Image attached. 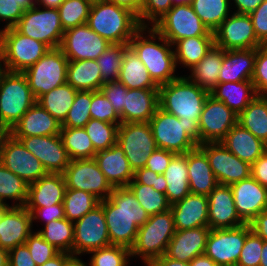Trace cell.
Returning a JSON list of instances; mask_svg holds the SVG:
<instances>
[{"mask_svg":"<svg viewBox=\"0 0 267 266\" xmlns=\"http://www.w3.org/2000/svg\"><path fill=\"white\" fill-rule=\"evenodd\" d=\"M103 207L111 245L131 249L139 227L150 217L128 187H114L99 203Z\"/></svg>","mask_w":267,"mask_h":266,"instance_id":"6da1fadb","label":"cell"},{"mask_svg":"<svg viewBox=\"0 0 267 266\" xmlns=\"http://www.w3.org/2000/svg\"><path fill=\"white\" fill-rule=\"evenodd\" d=\"M156 38L158 42L161 41V44L155 41ZM129 45L137 53L138 58L158 87L179 77L175 75V69L178 65H176L173 45L159 34L154 27H141L134 34Z\"/></svg>","mask_w":267,"mask_h":266,"instance_id":"7a4b0ae2","label":"cell"},{"mask_svg":"<svg viewBox=\"0 0 267 266\" xmlns=\"http://www.w3.org/2000/svg\"><path fill=\"white\" fill-rule=\"evenodd\" d=\"M87 24L111 44H129L141 28L133 12L105 0H93Z\"/></svg>","mask_w":267,"mask_h":266,"instance_id":"3957f363","label":"cell"},{"mask_svg":"<svg viewBox=\"0 0 267 266\" xmlns=\"http://www.w3.org/2000/svg\"><path fill=\"white\" fill-rule=\"evenodd\" d=\"M149 125L159 149L175 154H185L200 144L199 123L183 121L160 107L150 119Z\"/></svg>","mask_w":267,"mask_h":266,"instance_id":"277c9868","label":"cell"},{"mask_svg":"<svg viewBox=\"0 0 267 266\" xmlns=\"http://www.w3.org/2000/svg\"><path fill=\"white\" fill-rule=\"evenodd\" d=\"M209 92L199 87L188 77L179 76L176 80L159 86V107L183 121L199 119Z\"/></svg>","mask_w":267,"mask_h":266,"instance_id":"5b68a950","label":"cell"},{"mask_svg":"<svg viewBox=\"0 0 267 266\" xmlns=\"http://www.w3.org/2000/svg\"><path fill=\"white\" fill-rule=\"evenodd\" d=\"M176 232L173 213L168 211L151 215L138 229L130 249L131 257L140 256L145 266L166 254L168 245Z\"/></svg>","mask_w":267,"mask_h":266,"instance_id":"8992f818","label":"cell"},{"mask_svg":"<svg viewBox=\"0 0 267 266\" xmlns=\"http://www.w3.org/2000/svg\"><path fill=\"white\" fill-rule=\"evenodd\" d=\"M35 103L26 76L5 70L0 77V128L9 132Z\"/></svg>","mask_w":267,"mask_h":266,"instance_id":"52a82bcc","label":"cell"},{"mask_svg":"<svg viewBox=\"0 0 267 266\" xmlns=\"http://www.w3.org/2000/svg\"><path fill=\"white\" fill-rule=\"evenodd\" d=\"M0 48L4 69L22 73L50 50L43 42L21 34L15 27L0 30Z\"/></svg>","mask_w":267,"mask_h":266,"instance_id":"ba28073f","label":"cell"},{"mask_svg":"<svg viewBox=\"0 0 267 266\" xmlns=\"http://www.w3.org/2000/svg\"><path fill=\"white\" fill-rule=\"evenodd\" d=\"M68 59L60 48L50 49L23 72L36 100L67 82Z\"/></svg>","mask_w":267,"mask_h":266,"instance_id":"9c48e42d","label":"cell"},{"mask_svg":"<svg viewBox=\"0 0 267 266\" xmlns=\"http://www.w3.org/2000/svg\"><path fill=\"white\" fill-rule=\"evenodd\" d=\"M34 6L24 11L15 28L23 35L38 40L50 49L59 48L64 30L58 9Z\"/></svg>","mask_w":267,"mask_h":266,"instance_id":"30bf717a","label":"cell"},{"mask_svg":"<svg viewBox=\"0 0 267 266\" xmlns=\"http://www.w3.org/2000/svg\"><path fill=\"white\" fill-rule=\"evenodd\" d=\"M153 27L172 45L190 37L214 36L194 12L192 5L172 6Z\"/></svg>","mask_w":267,"mask_h":266,"instance_id":"8fae6325","label":"cell"},{"mask_svg":"<svg viewBox=\"0 0 267 266\" xmlns=\"http://www.w3.org/2000/svg\"><path fill=\"white\" fill-rule=\"evenodd\" d=\"M117 143L134 172L144 168L149 156L158 148L149 122L121 123Z\"/></svg>","mask_w":267,"mask_h":266,"instance_id":"7c38bea8","label":"cell"},{"mask_svg":"<svg viewBox=\"0 0 267 266\" xmlns=\"http://www.w3.org/2000/svg\"><path fill=\"white\" fill-rule=\"evenodd\" d=\"M251 231L246 223L234 228L211 229L204 254L218 266H236L246 236Z\"/></svg>","mask_w":267,"mask_h":266,"instance_id":"4fadbf2b","label":"cell"},{"mask_svg":"<svg viewBox=\"0 0 267 266\" xmlns=\"http://www.w3.org/2000/svg\"><path fill=\"white\" fill-rule=\"evenodd\" d=\"M62 174L66 188L89 192L100 201L107 199L113 191L94 158L71 160Z\"/></svg>","mask_w":267,"mask_h":266,"instance_id":"5bb4252c","label":"cell"},{"mask_svg":"<svg viewBox=\"0 0 267 266\" xmlns=\"http://www.w3.org/2000/svg\"><path fill=\"white\" fill-rule=\"evenodd\" d=\"M0 162L28 185L47 174L41 161L9 132L5 134L1 143Z\"/></svg>","mask_w":267,"mask_h":266,"instance_id":"9a60e30c","label":"cell"},{"mask_svg":"<svg viewBox=\"0 0 267 266\" xmlns=\"http://www.w3.org/2000/svg\"><path fill=\"white\" fill-rule=\"evenodd\" d=\"M110 245L106 218L100 204L74 222L73 256Z\"/></svg>","mask_w":267,"mask_h":266,"instance_id":"2e32d148","label":"cell"},{"mask_svg":"<svg viewBox=\"0 0 267 266\" xmlns=\"http://www.w3.org/2000/svg\"><path fill=\"white\" fill-rule=\"evenodd\" d=\"M198 146L206 153L219 184L230 186L251 176V164L239 159L221 142H206Z\"/></svg>","mask_w":267,"mask_h":266,"instance_id":"e0dca14e","label":"cell"},{"mask_svg":"<svg viewBox=\"0 0 267 266\" xmlns=\"http://www.w3.org/2000/svg\"><path fill=\"white\" fill-rule=\"evenodd\" d=\"M213 33L215 46L223 50L256 49L263 46L255 35L249 14L231 13Z\"/></svg>","mask_w":267,"mask_h":266,"instance_id":"ac0fdd59","label":"cell"},{"mask_svg":"<svg viewBox=\"0 0 267 266\" xmlns=\"http://www.w3.org/2000/svg\"><path fill=\"white\" fill-rule=\"evenodd\" d=\"M111 45L85 23L64 31L59 48L68 61L96 60Z\"/></svg>","mask_w":267,"mask_h":266,"instance_id":"d6986e66","label":"cell"},{"mask_svg":"<svg viewBox=\"0 0 267 266\" xmlns=\"http://www.w3.org/2000/svg\"><path fill=\"white\" fill-rule=\"evenodd\" d=\"M237 123L238 115L209 94L199 119L200 144L220 142Z\"/></svg>","mask_w":267,"mask_h":266,"instance_id":"ffe728a7","label":"cell"},{"mask_svg":"<svg viewBox=\"0 0 267 266\" xmlns=\"http://www.w3.org/2000/svg\"><path fill=\"white\" fill-rule=\"evenodd\" d=\"M38 158L47 173H63L71 162L59 135L15 137Z\"/></svg>","mask_w":267,"mask_h":266,"instance_id":"44dd1931","label":"cell"},{"mask_svg":"<svg viewBox=\"0 0 267 266\" xmlns=\"http://www.w3.org/2000/svg\"><path fill=\"white\" fill-rule=\"evenodd\" d=\"M240 219L249 224L259 213L267 211V188L252 176L230 185Z\"/></svg>","mask_w":267,"mask_h":266,"instance_id":"7402d4cb","label":"cell"},{"mask_svg":"<svg viewBox=\"0 0 267 266\" xmlns=\"http://www.w3.org/2000/svg\"><path fill=\"white\" fill-rule=\"evenodd\" d=\"M243 224L237 214L230 186L218 184L208 195V227L226 229Z\"/></svg>","mask_w":267,"mask_h":266,"instance_id":"603a6c76","label":"cell"},{"mask_svg":"<svg viewBox=\"0 0 267 266\" xmlns=\"http://www.w3.org/2000/svg\"><path fill=\"white\" fill-rule=\"evenodd\" d=\"M31 213L25 206H10L0 221V246L10 251L23 245L32 233Z\"/></svg>","mask_w":267,"mask_h":266,"instance_id":"cb8c5ba5","label":"cell"},{"mask_svg":"<svg viewBox=\"0 0 267 266\" xmlns=\"http://www.w3.org/2000/svg\"><path fill=\"white\" fill-rule=\"evenodd\" d=\"M210 230L208 226L176 230L166 255L174 260L190 263L196 256L204 254Z\"/></svg>","mask_w":267,"mask_h":266,"instance_id":"d4e9b609","label":"cell"},{"mask_svg":"<svg viewBox=\"0 0 267 266\" xmlns=\"http://www.w3.org/2000/svg\"><path fill=\"white\" fill-rule=\"evenodd\" d=\"M176 230L208 226V196L188 194L171 204Z\"/></svg>","mask_w":267,"mask_h":266,"instance_id":"484cf974","label":"cell"},{"mask_svg":"<svg viewBox=\"0 0 267 266\" xmlns=\"http://www.w3.org/2000/svg\"><path fill=\"white\" fill-rule=\"evenodd\" d=\"M94 160L113 188L127 187L134 179V171L118 143L97 152Z\"/></svg>","mask_w":267,"mask_h":266,"instance_id":"4316f807","label":"cell"},{"mask_svg":"<svg viewBox=\"0 0 267 266\" xmlns=\"http://www.w3.org/2000/svg\"><path fill=\"white\" fill-rule=\"evenodd\" d=\"M159 107V89H128L121 123L149 122Z\"/></svg>","mask_w":267,"mask_h":266,"instance_id":"83f0119b","label":"cell"},{"mask_svg":"<svg viewBox=\"0 0 267 266\" xmlns=\"http://www.w3.org/2000/svg\"><path fill=\"white\" fill-rule=\"evenodd\" d=\"M61 123L37 102L9 131L14 137L59 135Z\"/></svg>","mask_w":267,"mask_h":266,"instance_id":"f1b7e54d","label":"cell"},{"mask_svg":"<svg viewBox=\"0 0 267 266\" xmlns=\"http://www.w3.org/2000/svg\"><path fill=\"white\" fill-rule=\"evenodd\" d=\"M66 184L62 173H47L29 185L26 208L63 204Z\"/></svg>","mask_w":267,"mask_h":266,"instance_id":"f546056e","label":"cell"},{"mask_svg":"<svg viewBox=\"0 0 267 266\" xmlns=\"http://www.w3.org/2000/svg\"><path fill=\"white\" fill-rule=\"evenodd\" d=\"M256 49L225 50L218 83L251 81Z\"/></svg>","mask_w":267,"mask_h":266,"instance_id":"4dcf8cb0","label":"cell"},{"mask_svg":"<svg viewBox=\"0 0 267 266\" xmlns=\"http://www.w3.org/2000/svg\"><path fill=\"white\" fill-rule=\"evenodd\" d=\"M187 169L192 194L208 196L219 184L206 153L199 146L187 152Z\"/></svg>","mask_w":267,"mask_h":266,"instance_id":"1f68e13d","label":"cell"},{"mask_svg":"<svg viewBox=\"0 0 267 266\" xmlns=\"http://www.w3.org/2000/svg\"><path fill=\"white\" fill-rule=\"evenodd\" d=\"M220 142L239 159L251 165L267 150V144L238 123Z\"/></svg>","mask_w":267,"mask_h":266,"instance_id":"d6a6232c","label":"cell"},{"mask_svg":"<svg viewBox=\"0 0 267 266\" xmlns=\"http://www.w3.org/2000/svg\"><path fill=\"white\" fill-rule=\"evenodd\" d=\"M117 81L127 89H159L130 45L124 49L123 63Z\"/></svg>","mask_w":267,"mask_h":266,"instance_id":"836d02e7","label":"cell"},{"mask_svg":"<svg viewBox=\"0 0 267 266\" xmlns=\"http://www.w3.org/2000/svg\"><path fill=\"white\" fill-rule=\"evenodd\" d=\"M210 95L239 115L257 96V93L252 81H241L218 83Z\"/></svg>","mask_w":267,"mask_h":266,"instance_id":"e575fe53","label":"cell"},{"mask_svg":"<svg viewBox=\"0 0 267 266\" xmlns=\"http://www.w3.org/2000/svg\"><path fill=\"white\" fill-rule=\"evenodd\" d=\"M67 83L77 91H97L105 83L96 60L68 61Z\"/></svg>","mask_w":267,"mask_h":266,"instance_id":"d590c367","label":"cell"},{"mask_svg":"<svg viewBox=\"0 0 267 266\" xmlns=\"http://www.w3.org/2000/svg\"><path fill=\"white\" fill-rule=\"evenodd\" d=\"M166 179V198L170 204L182 200L190 194L187 152L185 154H176L169 163L164 172Z\"/></svg>","mask_w":267,"mask_h":266,"instance_id":"8d00e7d4","label":"cell"},{"mask_svg":"<svg viewBox=\"0 0 267 266\" xmlns=\"http://www.w3.org/2000/svg\"><path fill=\"white\" fill-rule=\"evenodd\" d=\"M224 51L214 45L206 56L190 69L191 74L188 78L210 93L218 84Z\"/></svg>","mask_w":267,"mask_h":266,"instance_id":"74e56055","label":"cell"},{"mask_svg":"<svg viewBox=\"0 0 267 266\" xmlns=\"http://www.w3.org/2000/svg\"><path fill=\"white\" fill-rule=\"evenodd\" d=\"M215 45L214 36L190 37L178 40L174 45L176 65L188 69L197 65Z\"/></svg>","mask_w":267,"mask_h":266,"instance_id":"f35d334b","label":"cell"},{"mask_svg":"<svg viewBox=\"0 0 267 266\" xmlns=\"http://www.w3.org/2000/svg\"><path fill=\"white\" fill-rule=\"evenodd\" d=\"M238 124L267 144V96L257 95L238 115Z\"/></svg>","mask_w":267,"mask_h":266,"instance_id":"ab89813d","label":"cell"},{"mask_svg":"<svg viewBox=\"0 0 267 266\" xmlns=\"http://www.w3.org/2000/svg\"><path fill=\"white\" fill-rule=\"evenodd\" d=\"M77 90L67 82L40 96L36 102L62 123L71 108Z\"/></svg>","mask_w":267,"mask_h":266,"instance_id":"60d3db41","label":"cell"},{"mask_svg":"<svg viewBox=\"0 0 267 266\" xmlns=\"http://www.w3.org/2000/svg\"><path fill=\"white\" fill-rule=\"evenodd\" d=\"M60 137L71 160L93 159L97 153L84 127H61Z\"/></svg>","mask_w":267,"mask_h":266,"instance_id":"b9f144b4","label":"cell"},{"mask_svg":"<svg viewBox=\"0 0 267 266\" xmlns=\"http://www.w3.org/2000/svg\"><path fill=\"white\" fill-rule=\"evenodd\" d=\"M43 239L53 245L60 252L73 255L74 223L68 219H58L45 224L38 230Z\"/></svg>","mask_w":267,"mask_h":266,"instance_id":"7bdbcfd3","label":"cell"},{"mask_svg":"<svg viewBox=\"0 0 267 266\" xmlns=\"http://www.w3.org/2000/svg\"><path fill=\"white\" fill-rule=\"evenodd\" d=\"M230 0H193L192 7L201 21L214 32L232 12Z\"/></svg>","mask_w":267,"mask_h":266,"instance_id":"ee69618b","label":"cell"},{"mask_svg":"<svg viewBox=\"0 0 267 266\" xmlns=\"http://www.w3.org/2000/svg\"><path fill=\"white\" fill-rule=\"evenodd\" d=\"M28 190L29 185L0 162V203L7 204L6 199H10L15 201L12 206H25Z\"/></svg>","mask_w":267,"mask_h":266,"instance_id":"f6af8a7d","label":"cell"},{"mask_svg":"<svg viewBox=\"0 0 267 266\" xmlns=\"http://www.w3.org/2000/svg\"><path fill=\"white\" fill-rule=\"evenodd\" d=\"M99 203L100 200L89 192L66 188L63 200L65 218L74 223Z\"/></svg>","mask_w":267,"mask_h":266,"instance_id":"bcb514c9","label":"cell"},{"mask_svg":"<svg viewBox=\"0 0 267 266\" xmlns=\"http://www.w3.org/2000/svg\"><path fill=\"white\" fill-rule=\"evenodd\" d=\"M127 187L150 216L170 209L171 204L168 202L166 195L156 191L153 187L140 184L135 179Z\"/></svg>","mask_w":267,"mask_h":266,"instance_id":"7dc6e473","label":"cell"},{"mask_svg":"<svg viewBox=\"0 0 267 266\" xmlns=\"http://www.w3.org/2000/svg\"><path fill=\"white\" fill-rule=\"evenodd\" d=\"M118 124L90 119L84 126L96 152L106 150L117 143Z\"/></svg>","mask_w":267,"mask_h":266,"instance_id":"c3c4849f","label":"cell"},{"mask_svg":"<svg viewBox=\"0 0 267 266\" xmlns=\"http://www.w3.org/2000/svg\"><path fill=\"white\" fill-rule=\"evenodd\" d=\"M93 0H65L59 7L63 30L87 23Z\"/></svg>","mask_w":267,"mask_h":266,"instance_id":"681fc988","label":"cell"},{"mask_svg":"<svg viewBox=\"0 0 267 266\" xmlns=\"http://www.w3.org/2000/svg\"><path fill=\"white\" fill-rule=\"evenodd\" d=\"M127 45L129 44H112L96 59L105 83L118 80L123 63V52Z\"/></svg>","mask_w":267,"mask_h":266,"instance_id":"f907efd6","label":"cell"},{"mask_svg":"<svg viewBox=\"0 0 267 266\" xmlns=\"http://www.w3.org/2000/svg\"><path fill=\"white\" fill-rule=\"evenodd\" d=\"M89 266H128L130 249L120 245H110L89 252Z\"/></svg>","mask_w":267,"mask_h":266,"instance_id":"816d5d0a","label":"cell"},{"mask_svg":"<svg viewBox=\"0 0 267 266\" xmlns=\"http://www.w3.org/2000/svg\"><path fill=\"white\" fill-rule=\"evenodd\" d=\"M91 91H77L75 100L69 109L61 127H84L90 117Z\"/></svg>","mask_w":267,"mask_h":266,"instance_id":"f5cc1de1","label":"cell"},{"mask_svg":"<svg viewBox=\"0 0 267 266\" xmlns=\"http://www.w3.org/2000/svg\"><path fill=\"white\" fill-rule=\"evenodd\" d=\"M90 117L107 123L121 124L120 116L101 90L91 91Z\"/></svg>","mask_w":267,"mask_h":266,"instance_id":"db71d44e","label":"cell"},{"mask_svg":"<svg viewBox=\"0 0 267 266\" xmlns=\"http://www.w3.org/2000/svg\"><path fill=\"white\" fill-rule=\"evenodd\" d=\"M34 6L36 0H0V21L6 22L3 29L15 27L24 11Z\"/></svg>","mask_w":267,"mask_h":266,"instance_id":"11a10c76","label":"cell"},{"mask_svg":"<svg viewBox=\"0 0 267 266\" xmlns=\"http://www.w3.org/2000/svg\"><path fill=\"white\" fill-rule=\"evenodd\" d=\"M24 244L27 246L32 260L37 266L44 264L60 252L53 245L44 240L38 231H33Z\"/></svg>","mask_w":267,"mask_h":266,"instance_id":"9f6ffc18","label":"cell"},{"mask_svg":"<svg viewBox=\"0 0 267 266\" xmlns=\"http://www.w3.org/2000/svg\"><path fill=\"white\" fill-rule=\"evenodd\" d=\"M172 1L173 0H142L140 11L141 27H149V24L153 27L173 6Z\"/></svg>","mask_w":267,"mask_h":266,"instance_id":"6f0895ef","label":"cell"},{"mask_svg":"<svg viewBox=\"0 0 267 266\" xmlns=\"http://www.w3.org/2000/svg\"><path fill=\"white\" fill-rule=\"evenodd\" d=\"M263 239L251 231L245 239L236 266H260Z\"/></svg>","mask_w":267,"mask_h":266,"instance_id":"680465c9","label":"cell"},{"mask_svg":"<svg viewBox=\"0 0 267 266\" xmlns=\"http://www.w3.org/2000/svg\"><path fill=\"white\" fill-rule=\"evenodd\" d=\"M251 81L257 95L267 96V45L256 48L255 67Z\"/></svg>","mask_w":267,"mask_h":266,"instance_id":"91938a15","label":"cell"},{"mask_svg":"<svg viewBox=\"0 0 267 266\" xmlns=\"http://www.w3.org/2000/svg\"><path fill=\"white\" fill-rule=\"evenodd\" d=\"M102 93L107 97L120 116L124 109L125 93L128 89L120 82H106L101 86Z\"/></svg>","mask_w":267,"mask_h":266,"instance_id":"94428289","label":"cell"},{"mask_svg":"<svg viewBox=\"0 0 267 266\" xmlns=\"http://www.w3.org/2000/svg\"><path fill=\"white\" fill-rule=\"evenodd\" d=\"M249 16L257 39L263 45H267V0H264Z\"/></svg>","mask_w":267,"mask_h":266,"instance_id":"6125c7cd","label":"cell"},{"mask_svg":"<svg viewBox=\"0 0 267 266\" xmlns=\"http://www.w3.org/2000/svg\"><path fill=\"white\" fill-rule=\"evenodd\" d=\"M134 179L140 184L153 187L158 192L164 194L166 192L167 183L164 174L155 173L144 167L139 168L134 172Z\"/></svg>","mask_w":267,"mask_h":266,"instance_id":"be15d7a7","label":"cell"},{"mask_svg":"<svg viewBox=\"0 0 267 266\" xmlns=\"http://www.w3.org/2000/svg\"><path fill=\"white\" fill-rule=\"evenodd\" d=\"M26 209L31 213L32 222H34V220L42 219L45 224H47L51 221L65 218L63 204Z\"/></svg>","mask_w":267,"mask_h":266,"instance_id":"e7e4bbea","label":"cell"},{"mask_svg":"<svg viewBox=\"0 0 267 266\" xmlns=\"http://www.w3.org/2000/svg\"><path fill=\"white\" fill-rule=\"evenodd\" d=\"M176 154L168 150L157 148L148 158L145 165L151 171L164 174L166 168L169 166L170 161Z\"/></svg>","mask_w":267,"mask_h":266,"instance_id":"03108f58","label":"cell"},{"mask_svg":"<svg viewBox=\"0 0 267 266\" xmlns=\"http://www.w3.org/2000/svg\"><path fill=\"white\" fill-rule=\"evenodd\" d=\"M8 263L9 266H37L25 244L8 251Z\"/></svg>","mask_w":267,"mask_h":266,"instance_id":"003e7915","label":"cell"},{"mask_svg":"<svg viewBox=\"0 0 267 266\" xmlns=\"http://www.w3.org/2000/svg\"><path fill=\"white\" fill-rule=\"evenodd\" d=\"M251 176L267 188V150L251 165Z\"/></svg>","mask_w":267,"mask_h":266,"instance_id":"a7ac6f4b","label":"cell"},{"mask_svg":"<svg viewBox=\"0 0 267 266\" xmlns=\"http://www.w3.org/2000/svg\"><path fill=\"white\" fill-rule=\"evenodd\" d=\"M249 225L257 236L267 241V211L259 213Z\"/></svg>","mask_w":267,"mask_h":266,"instance_id":"89a4df30","label":"cell"},{"mask_svg":"<svg viewBox=\"0 0 267 266\" xmlns=\"http://www.w3.org/2000/svg\"><path fill=\"white\" fill-rule=\"evenodd\" d=\"M235 3L234 11L239 14H250L253 12L264 0H232ZM231 2V0H230Z\"/></svg>","mask_w":267,"mask_h":266,"instance_id":"2644e50d","label":"cell"},{"mask_svg":"<svg viewBox=\"0 0 267 266\" xmlns=\"http://www.w3.org/2000/svg\"><path fill=\"white\" fill-rule=\"evenodd\" d=\"M105 1L114 3L120 7L130 10L138 17L140 23V11H141L142 0H105Z\"/></svg>","mask_w":267,"mask_h":266,"instance_id":"8c879c8a","label":"cell"},{"mask_svg":"<svg viewBox=\"0 0 267 266\" xmlns=\"http://www.w3.org/2000/svg\"><path fill=\"white\" fill-rule=\"evenodd\" d=\"M148 266H190L189 263L169 258L166 254L153 260Z\"/></svg>","mask_w":267,"mask_h":266,"instance_id":"753ad0ef","label":"cell"},{"mask_svg":"<svg viewBox=\"0 0 267 266\" xmlns=\"http://www.w3.org/2000/svg\"><path fill=\"white\" fill-rule=\"evenodd\" d=\"M73 255L67 252H59L56 256L46 261L44 264L40 266H65L67 261Z\"/></svg>","mask_w":267,"mask_h":266,"instance_id":"34e18365","label":"cell"},{"mask_svg":"<svg viewBox=\"0 0 267 266\" xmlns=\"http://www.w3.org/2000/svg\"><path fill=\"white\" fill-rule=\"evenodd\" d=\"M190 266H218L210 257L205 254L196 256L190 263Z\"/></svg>","mask_w":267,"mask_h":266,"instance_id":"11e5206c","label":"cell"},{"mask_svg":"<svg viewBox=\"0 0 267 266\" xmlns=\"http://www.w3.org/2000/svg\"><path fill=\"white\" fill-rule=\"evenodd\" d=\"M65 0H36L37 6H42V8H53L58 9V7L64 2Z\"/></svg>","mask_w":267,"mask_h":266,"instance_id":"2a66077c","label":"cell"},{"mask_svg":"<svg viewBox=\"0 0 267 266\" xmlns=\"http://www.w3.org/2000/svg\"><path fill=\"white\" fill-rule=\"evenodd\" d=\"M65 266H88L78 256H72L66 263Z\"/></svg>","mask_w":267,"mask_h":266,"instance_id":"b9fcfbb0","label":"cell"},{"mask_svg":"<svg viewBox=\"0 0 267 266\" xmlns=\"http://www.w3.org/2000/svg\"><path fill=\"white\" fill-rule=\"evenodd\" d=\"M260 266H267V241L263 240Z\"/></svg>","mask_w":267,"mask_h":266,"instance_id":"09005b40","label":"cell"},{"mask_svg":"<svg viewBox=\"0 0 267 266\" xmlns=\"http://www.w3.org/2000/svg\"><path fill=\"white\" fill-rule=\"evenodd\" d=\"M0 266H9L8 251L0 246Z\"/></svg>","mask_w":267,"mask_h":266,"instance_id":"979ff035","label":"cell"},{"mask_svg":"<svg viewBox=\"0 0 267 266\" xmlns=\"http://www.w3.org/2000/svg\"><path fill=\"white\" fill-rule=\"evenodd\" d=\"M193 0H173L172 4L173 6L176 5H192Z\"/></svg>","mask_w":267,"mask_h":266,"instance_id":"deb4b68c","label":"cell"},{"mask_svg":"<svg viewBox=\"0 0 267 266\" xmlns=\"http://www.w3.org/2000/svg\"><path fill=\"white\" fill-rule=\"evenodd\" d=\"M10 207L8 204L0 203V221L4 212Z\"/></svg>","mask_w":267,"mask_h":266,"instance_id":"67dfc351","label":"cell"},{"mask_svg":"<svg viewBox=\"0 0 267 266\" xmlns=\"http://www.w3.org/2000/svg\"><path fill=\"white\" fill-rule=\"evenodd\" d=\"M4 71H5V69H4L3 59H2V51L0 48V77Z\"/></svg>","mask_w":267,"mask_h":266,"instance_id":"b62a3aed","label":"cell"},{"mask_svg":"<svg viewBox=\"0 0 267 266\" xmlns=\"http://www.w3.org/2000/svg\"><path fill=\"white\" fill-rule=\"evenodd\" d=\"M8 131H6L5 129H2L0 128V149H1V143L3 141V138L5 136V134L7 133Z\"/></svg>","mask_w":267,"mask_h":266,"instance_id":"603ad722","label":"cell"}]
</instances>
